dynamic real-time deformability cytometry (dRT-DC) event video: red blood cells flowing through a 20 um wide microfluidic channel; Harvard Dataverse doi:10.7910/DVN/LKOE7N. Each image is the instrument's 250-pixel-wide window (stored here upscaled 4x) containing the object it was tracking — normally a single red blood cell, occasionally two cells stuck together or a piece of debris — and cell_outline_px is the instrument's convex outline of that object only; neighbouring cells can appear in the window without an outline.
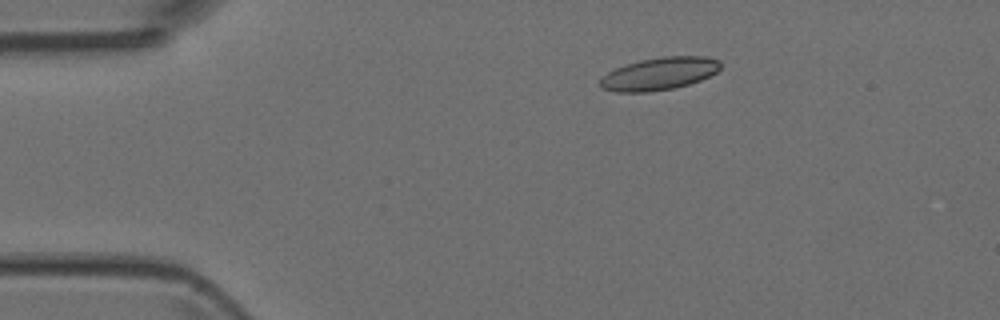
{"species": "Egyptian fruit bat (a non-hibernating species)", "species_latin": "Rousettus aegyptiacus", "temperature_condition": "room temperature", "stored_images_in_passage": 4, "camera_frame_rate_fps": 3000, "um_per_image_px": 0.085, "animal": {"sex": "female"}, "frame": {"image": 1, "passage_image": 2, "time_ms": 2.0, "image_size_px": [1000, 320], "cell_outline_px": [[720, 68], [716, 72], [700, 80], [676, 88], [648, 92], [616, 92], [600, 88], [600, 80], [608, 72], [616, 68], [640, 60], [664, 56], [704, 56], [720, 60]], "centroid_in_image_um": [56.04, 6.27], "position_along_channel_um": 29.0, "area_um2": 22.77}}